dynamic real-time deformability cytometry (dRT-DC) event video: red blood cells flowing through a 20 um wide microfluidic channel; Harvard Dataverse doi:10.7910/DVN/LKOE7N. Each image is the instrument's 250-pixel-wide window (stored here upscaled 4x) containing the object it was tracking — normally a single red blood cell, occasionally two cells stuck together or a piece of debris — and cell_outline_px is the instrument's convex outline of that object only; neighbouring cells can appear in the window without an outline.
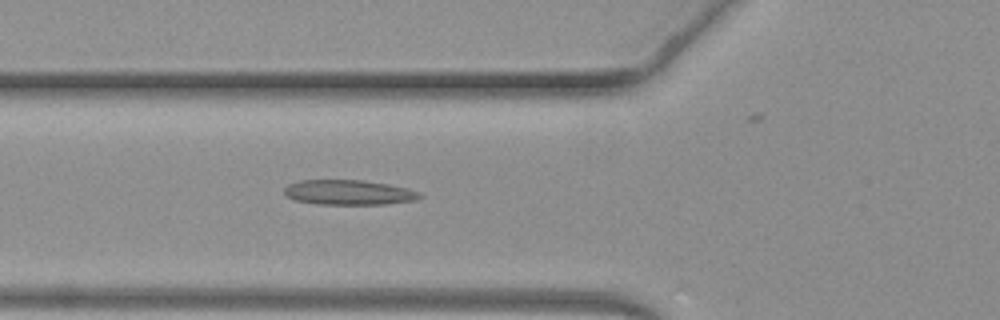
{"species": "common noctule bat (a hibernating species)", "species_latin": "Nyctalus noctula", "temperature_condition": "warm", "stored_images_in_passage": 23, "camera_frame_rate_fps": 3000, "um_per_image_px": 0.085, "animal": {"sex": "female", "body_mass_g": 19.3, "forearm_length_mm": 54.1}, "frame": {"image": 1, "passage_image": 5, "time_ms": 1.333, "image_size_px": [1000, 320], "cell_outline_px": [[424, 196], [416, 200], [388, 204], [316, 204], [296, 200], [288, 196], [284, 192], [284, 188], [288, 184], [300, 180], [364, 180], [388, 184], [408, 188], [420, 192]], "centroid_in_image_um": [29.69, 16.35], "position_along_channel_um": 96.1, "area_um2": 19.77}}
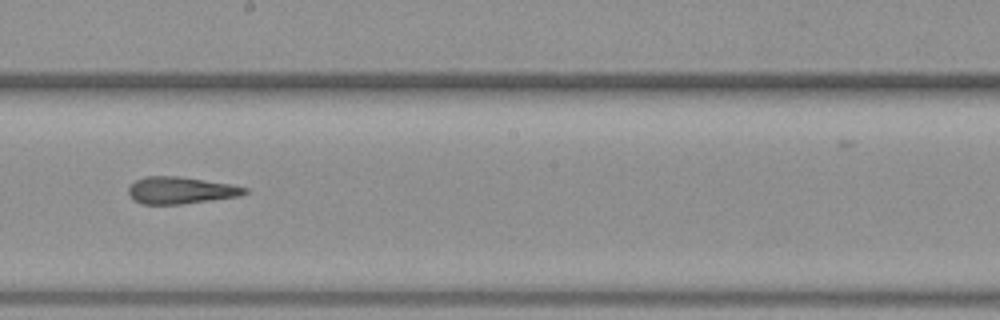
{"frame": {"image": 2, "passage_image": 15, "time_ms": 4.667, "image_size_px": [1000, 320], "cell_outline_px": [[248, 192], [240, 196], [180, 204], [140, 204], [128, 192], [128, 184], [144, 176], [180, 176], [232, 184], [248, 188]], "centroid_in_image_um": [15.36, 16.16], "position_along_channel_um": 232.8, "area_um2": 18.32}}
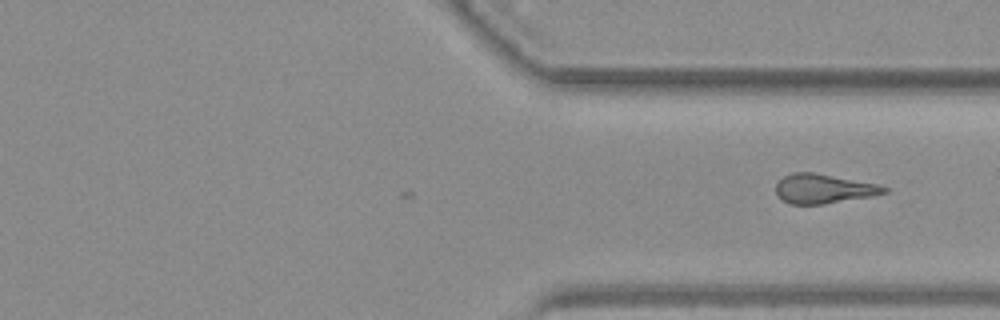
{"frame": {"image": 3, "passage_image": 23, "time_ms": 7.333, "image_size_px": [1000, 320], "cell_outline_px": [[888, 192], [872, 196], [824, 204], [792, 204], [780, 200], [776, 192], [776, 184], [784, 176], [792, 172], [812, 172], [876, 184], [888, 188]], "centroid_in_image_um": [69.97, 16.05], "position_along_channel_um": 341.4, "area_um2": 18.38}}